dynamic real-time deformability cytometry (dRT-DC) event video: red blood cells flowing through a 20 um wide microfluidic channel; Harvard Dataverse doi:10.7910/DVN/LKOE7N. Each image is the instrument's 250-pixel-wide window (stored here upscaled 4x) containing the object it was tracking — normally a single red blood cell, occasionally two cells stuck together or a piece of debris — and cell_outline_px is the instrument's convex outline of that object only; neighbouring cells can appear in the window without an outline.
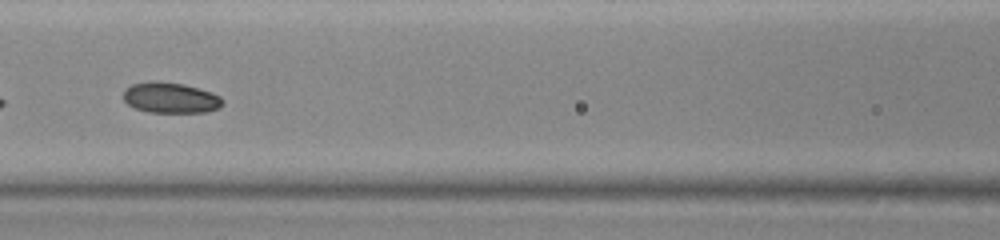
{"species": "common noctule bat (a hibernating species)", "species_latin": "Nyctalus noctula", "temperature_condition": "warm", "stored_images_in_passage": 11, "camera_frame_rate_fps": 3000, "um_per_image_px": 0.085, "animal": {"sex": "female", "body_mass_g": 23.0, "forearm_length_mm": 53.4}, "frame": {"image": 1, "passage_image": 8, "time_ms": 2.333, "image_size_px": [1000, 240], "cell_outline_px": [[224, 104], [220, 108], [208, 112], [148, 112], [136, 108], [128, 104], [124, 100], [124, 88], [132, 84], [180, 84], [212, 92], [220, 96], [224, 100]], "centroid_in_image_um": [14.57, 8.37], "position_along_channel_um": 152.0, "area_um2": 17.05}}